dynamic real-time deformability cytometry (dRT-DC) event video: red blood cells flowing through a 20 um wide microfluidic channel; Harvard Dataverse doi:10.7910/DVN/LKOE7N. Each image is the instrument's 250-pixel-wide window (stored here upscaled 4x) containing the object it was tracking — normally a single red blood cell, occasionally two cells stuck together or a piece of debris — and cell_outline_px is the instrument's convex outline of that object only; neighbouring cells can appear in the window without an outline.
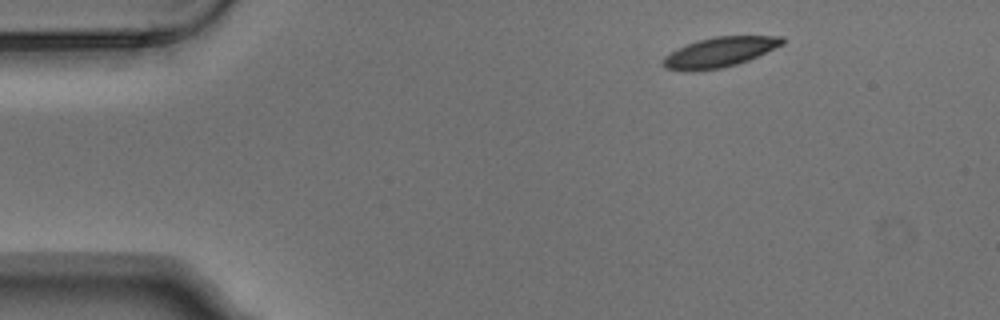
{"species": "Egyptian fruit bat (a non-hibernating species)", "species_latin": "Rousettus aegyptiacus", "temperature_condition": "warm", "stored_images_in_passage": 6, "camera_frame_rate_fps": 3000, "um_per_image_px": 0.085, "animal": {"sex": "male"}, "frame": {"image": 1, "passage_image": 1, "time_ms": 0.0, "image_size_px": [1000, 320], "cell_outline_px": [[784, 44], [748, 60], [736, 64], [720, 68], [692, 72], [688, 72], [664, 68], [660, 64], [664, 56], [676, 48], [700, 40], [716, 36], [784, 36]], "centroid_in_image_um": [61.11, 4.45], "position_along_channel_um": 23.9, "area_um2": 20.87}}
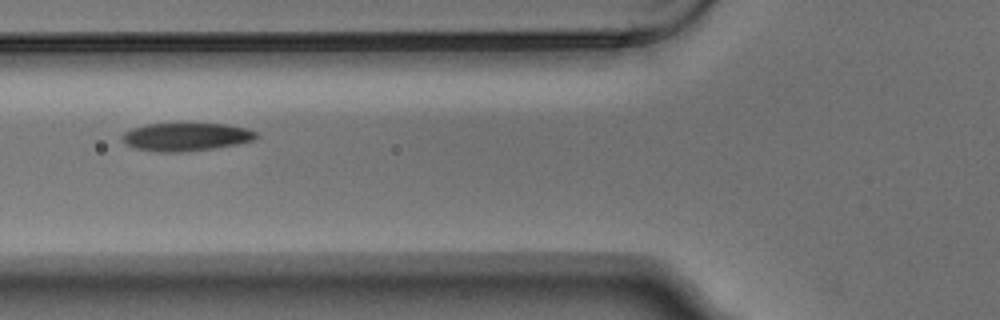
{"frame": {"image": 2, "passage_image": 4, "time_ms": 1.0, "image_size_px": [1000, 320], "cell_outline_px": [[256, 136], [252, 140], [236, 144], [212, 148], [180, 152], [156, 152], [136, 148], [124, 144], [120, 136], [124, 132], [132, 128], [148, 124], [224, 124], [248, 128], [256, 132]], "centroid_in_image_um": [15.75, 11.63], "position_along_channel_um": 110.1, "area_um2": 21.73}}
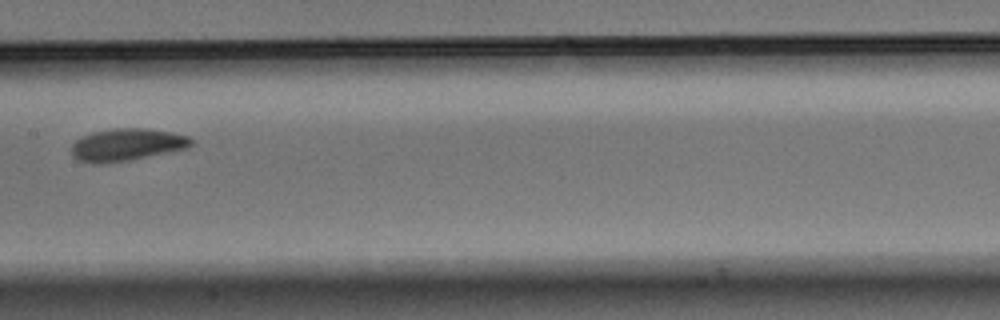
{"frame": {"image": 3, "passage_image": 6, "time_ms": 1.667, "image_size_px": [1000, 320], "cell_outline_px": [[192, 144], [188, 148], [128, 160], [104, 164], [92, 164], [76, 160], [72, 156], [72, 144], [80, 136], [92, 132], [116, 128], [148, 128], [172, 132], [188, 136], [192, 140]], "centroid_in_image_um": [10.73, 12.3], "position_along_channel_um": 196.7, "area_um2": 22.72}}